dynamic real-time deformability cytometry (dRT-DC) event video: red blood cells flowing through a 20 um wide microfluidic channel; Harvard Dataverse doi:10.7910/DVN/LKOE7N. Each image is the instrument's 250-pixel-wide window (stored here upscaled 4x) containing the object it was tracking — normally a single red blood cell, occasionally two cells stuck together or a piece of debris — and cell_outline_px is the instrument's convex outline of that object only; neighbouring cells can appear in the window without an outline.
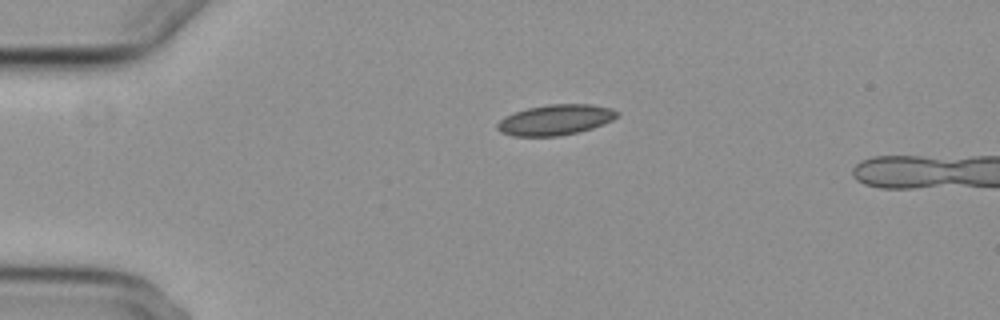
{"species": "common noctule bat (a hibernating species)", "species_latin": "Nyctalus noctula", "temperature_condition": "cold", "stored_images_in_passage": 3, "camera_frame_rate_fps": 3000, "um_per_image_px": 0.085, "animal": {"sex": "female", "body_mass_g": 29.2, "forearm_length_mm": 56.3}, "frame": {"image": 1, "passage_image": 1, "time_ms": 0.0, "image_size_px": [1000, 320], "cell_outline_px": [[620, 112], [612, 120], [604, 124], [580, 132], [560, 136], [512, 136], [500, 132], [496, 128], [496, 124], [504, 116], [528, 108], [548, 104], [592, 104], [612, 108]], "centroid_in_image_um": [47.21, 10.19], "position_along_channel_um": 37.8, "area_um2": 21.44}}